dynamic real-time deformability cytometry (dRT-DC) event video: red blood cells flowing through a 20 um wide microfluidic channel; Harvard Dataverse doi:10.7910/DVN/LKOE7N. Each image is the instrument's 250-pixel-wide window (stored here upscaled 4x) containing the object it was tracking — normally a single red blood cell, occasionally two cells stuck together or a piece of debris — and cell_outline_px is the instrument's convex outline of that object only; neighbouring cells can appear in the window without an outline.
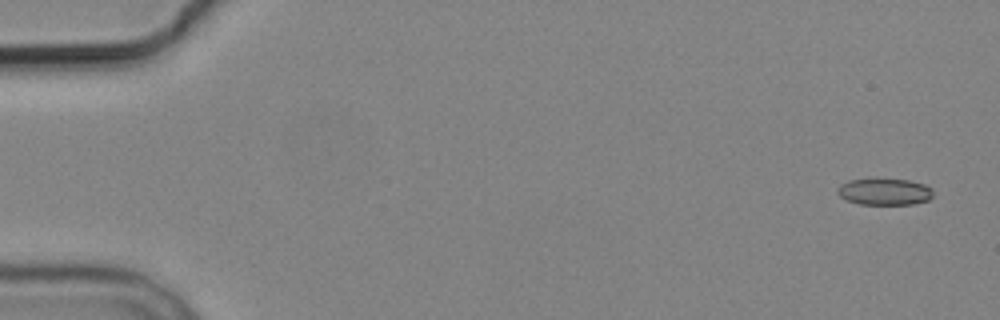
{"species": "common noctule bat (a hibernating species)", "species_latin": "Nyctalus noctula", "temperature_condition": "cold", "stored_images_in_passage": 4, "camera_frame_rate_fps": 3000, "um_per_image_px": 0.085, "animal": {"sex": "male", "body_mass_g": 19.2, "forearm_length_mm": 51.8}, "frame": {"image": 1, "passage_image": 1, "time_ms": 0.0, "image_size_px": [1000, 320], "cell_outline_px": [[932, 196], [928, 200], [916, 204], [860, 204], [848, 200], [840, 196], [836, 192], [836, 188], [840, 184], [848, 180], [908, 180], [924, 184], [932, 188]], "centroid_in_image_um": [75.18, 16.31], "position_along_channel_um": 9.8, "area_um2": 14.62}}